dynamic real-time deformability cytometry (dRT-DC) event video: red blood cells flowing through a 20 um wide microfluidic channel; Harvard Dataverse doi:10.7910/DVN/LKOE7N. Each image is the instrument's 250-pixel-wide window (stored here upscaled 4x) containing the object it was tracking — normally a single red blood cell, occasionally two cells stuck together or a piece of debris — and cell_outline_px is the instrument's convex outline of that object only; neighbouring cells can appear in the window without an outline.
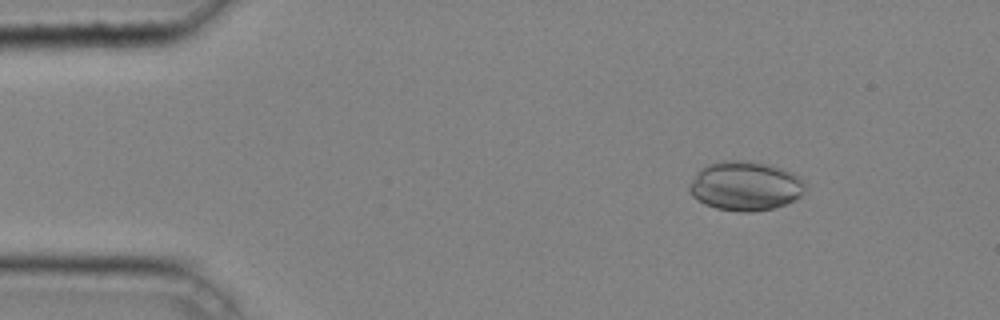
{"species": "common noctule bat (a hibernating species)", "species_latin": "Nyctalus noctula", "temperature_condition": "cold", "stored_images_in_passage": 44, "camera_frame_rate_fps": 3000, "um_per_image_px": 0.085, "animal": {"sex": "male", "body_mass_g": 20.4}, "frame": {"image": 1, "passage_image": 6, "time_ms": 1.667, "image_size_px": [1000, 320], "cell_outline_px": [[804, 188], [800, 196], [796, 200], [772, 208], [752, 212], [740, 212], [716, 208], [704, 204], [692, 196], [688, 192], [688, 184], [708, 164], [732, 160], [748, 160], [768, 164], [792, 172], [804, 184]], "centroid_in_image_um": [63.33, 15.82], "position_along_channel_um": 21.7, "area_um2": 32.89}}
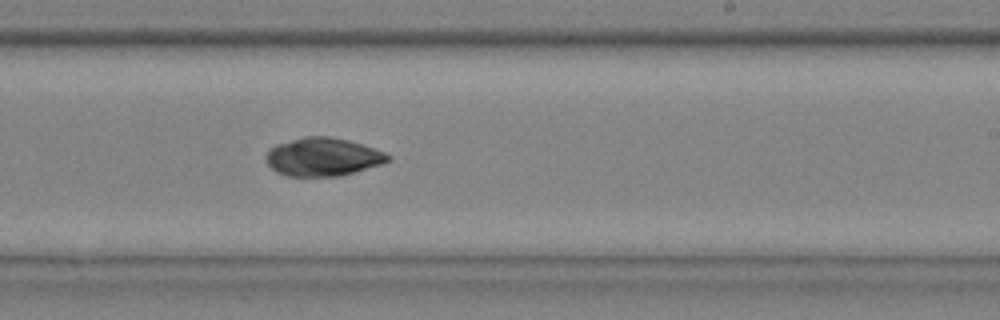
{"frame": {"image": 2, "passage_image": 28, "time_ms": 9.0, "image_size_px": [1000, 320], "cell_outline_px": [[392, 160], [380, 164], [340, 176], [288, 176], [276, 172], [264, 160], [264, 156], [276, 144], [304, 136], [328, 136], [348, 140], [384, 152], [392, 156]], "centroid_in_image_um": [27.42, 13.34], "position_along_channel_um": 261.6, "area_um2": 27.05}}
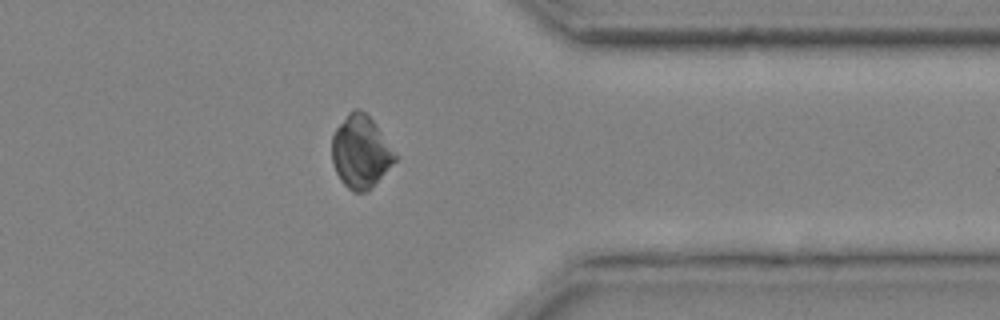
{"frame": {"image": 3, "passage_image": 37, "time_ms": 12.0, "image_size_px": [1000, 320], "cell_outline_px": [[400, 156], [368, 192], [352, 192], [340, 180], [332, 164], [332, 136], [336, 128], [348, 112], [356, 108], [360, 108], [372, 120]], "centroid_in_image_um": [30.67, 12.92], "position_along_channel_um": 380.7, "area_um2": 26.99}, "authors_computed_cell_mechanics": {"area_um2": 27.3105, "velocity_mm_per_s": 4.2723, "shape_relaxation_time_tau1_ms": null, "shape_relaxation_time_tau2_ms": 7.1333, "deformation_change_tau1": null, "deformation_change_tau2": 0.0575}}